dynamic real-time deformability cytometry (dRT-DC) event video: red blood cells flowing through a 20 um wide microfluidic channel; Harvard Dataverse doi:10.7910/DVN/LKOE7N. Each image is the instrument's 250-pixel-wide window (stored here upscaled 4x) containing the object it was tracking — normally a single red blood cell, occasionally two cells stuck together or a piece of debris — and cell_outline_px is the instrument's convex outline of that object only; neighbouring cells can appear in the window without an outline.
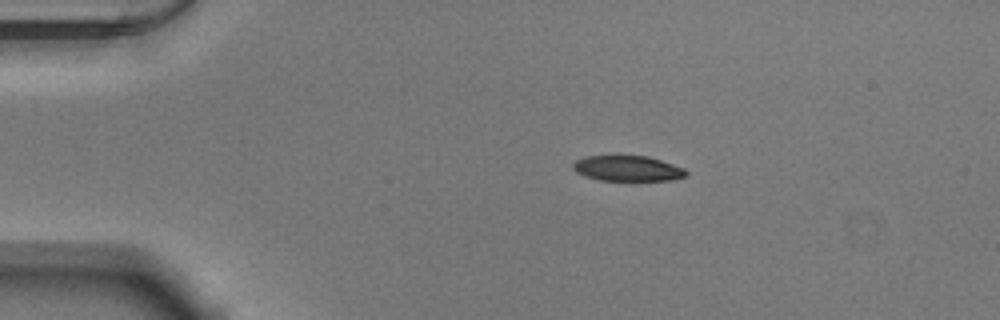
{"species": "Egyptian fruit bat (a non-hibernating species)", "species_latin": "Rousettus aegyptiacus", "temperature_condition": "warm", "stored_images_in_passage": 43, "camera_frame_rate_fps": 3000, "um_per_image_px": 0.085, "animal": {"sex": "male"}, "frame": {"image": 1, "passage_image": 1, "time_ms": 0.0, "image_size_px": [1000, 320], "cell_outline_px": [[688, 172], [684, 176], [672, 180], [600, 180], [576, 172], [572, 168], [572, 164], [576, 160], [584, 156], [612, 152], [620, 152], [648, 156], [684, 168]], "centroid_in_image_um": [53.27, 14.24], "position_along_channel_um": 31.7, "area_um2": 17.57}}
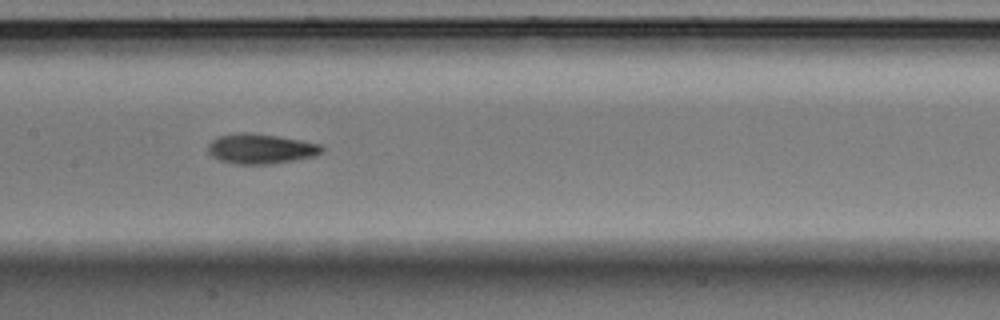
{"frame": {"image": 2, "passage_image": 17, "time_ms": 5.333, "image_size_px": [1000, 320], "cell_outline_px": [[324, 152], [312, 156], [272, 164], [236, 164], [220, 160], [212, 156], [208, 152], [208, 144], [212, 140], [220, 136], [240, 132], [244, 132], [276, 136], [300, 140], [320, 144], [324, 148]], "centroid_in_image_um": [22.15, 12.65], "position_along_channel_um": 185.2, "area_um2": 19.65}}
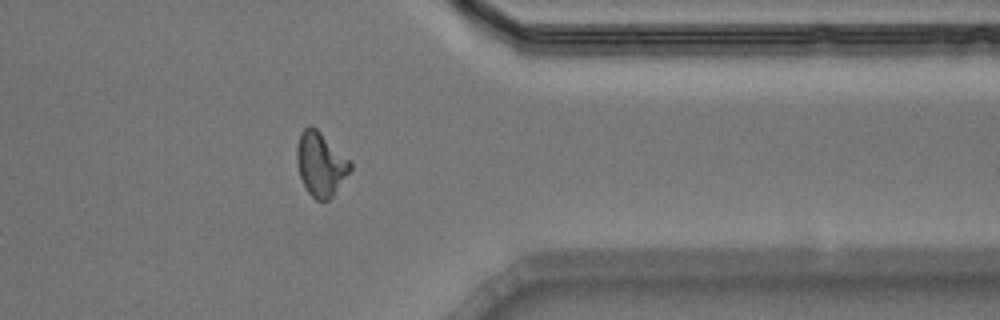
{"frame": {"image": 3, "passage_image": 33, "time_ms": 10.667, "image_size_px": [1000, 320], "cell_outline_px": [[352, 168], [332, 196], [328, 200], [316, 200], [308, 192], [300, 176], [296, 160], [296, 148], [300, 132], [304, 128], [312, 124], [352, 164]], "centroid_in_image_um": [27.22, 13.94], "position_along_channel_um": 384.2, "area_um2": 19.48}, "authors_computed_cell_mechanics": {"area_um2": 19.2474, "velocity_mm_per_s": 3.9031, "shape_relaxation_time_tau1_ms": 5.8973, "shape_relaxation_time_tau2_ms": 1.75, "deformation_change_tau1": 0.2281, "deformation_change_tau2": 0.0836}}